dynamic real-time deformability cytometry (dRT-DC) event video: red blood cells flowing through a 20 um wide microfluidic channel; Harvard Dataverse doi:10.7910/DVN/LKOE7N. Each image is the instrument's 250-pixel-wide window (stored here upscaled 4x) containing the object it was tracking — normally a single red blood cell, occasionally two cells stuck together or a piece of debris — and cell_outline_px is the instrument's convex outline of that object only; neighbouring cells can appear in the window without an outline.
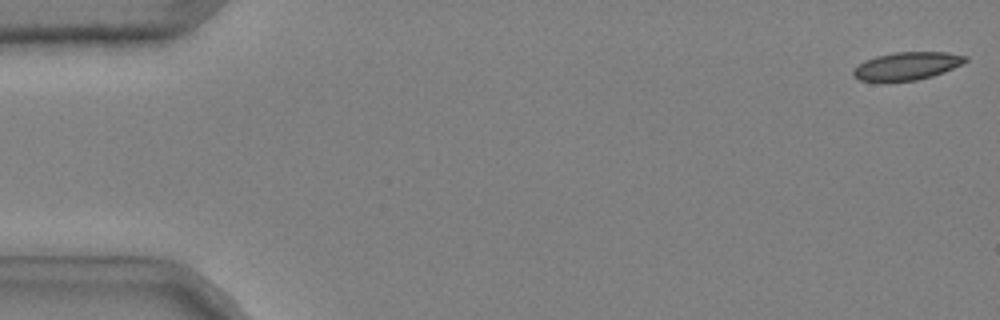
{"species": "common noctule bat (a hibernating species)", "species_latin": "Nyctalus noctula", "temperature_condition": "cold", "stored_images_in_passage": 48, "camera_frame_rate_fps": 3000, "um_per_image_px": 0.085, "animal": {"sex": "male", "body_mass_g": 20.4}, "frame": {"image": 1, "passage_image": 1, "time_ms": 0.0, "image_size_px": [1000, 320], "cell_outline_px": [[968, 60], [944, 72], [932, 76], [916, 80], [860, 80], [852, 76], [852, 68], [864, 60], [876, 56], [896, 52], [948, 52], [968, 56]], "centroid_in_image_um": [77.07, 5.59], "position_along_channel_um": 7.9, "area_um2": 18.03}}
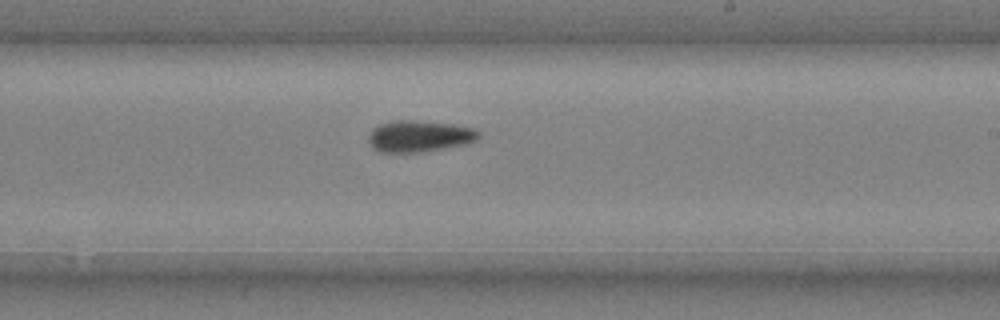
{"frame": {"image": 2, "passage_image": 32, "time_ms": 10.333, "image_size_px": [1000, 320], "cell_outline_px": [[480, 136], [476, 140], [468, 144], [420, 152], [380, 152], [372, 148], [368, 140], [368, 136], [372, 128], [380, 124], [392, 120], [412, 120], [456, 124], [476, 128], [480, 132]], "centroid_in_image_um": [35.66, 11.57], "position_along_channel_um": 253.3, "area_um2": 20.52}}
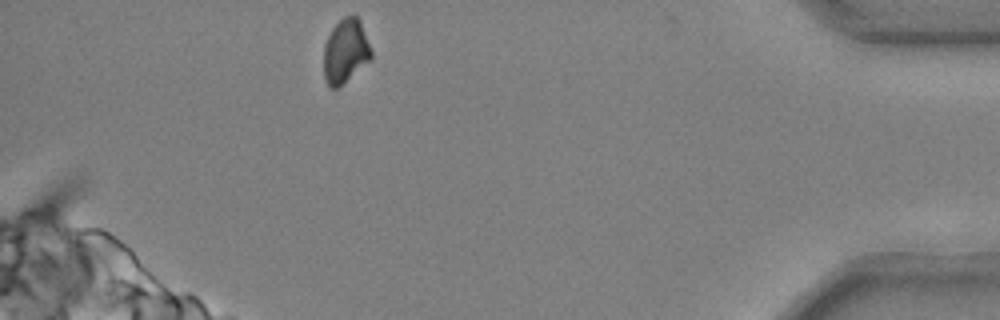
{"frame": {"image": 3, "passage_image": 48, "time_ms": 15.667, "image_size_px": [1000, 320], "cell_outline_px": [[372, 56], [368, 60], [336, 88], [328, 88], [324, 76], [324, 44], [332, 28], [344, 16], [356, 16], [360, 20], [372, 52]], "centroid_in_image_um": [29.33, 4.32], "position_along_channel_um": 405.9, "area_um2": 17.22}, "authors_computed_cell_mechanics": {"area_um2": 19.1607, "velocity_mm_per_s": 3.6915, "shape_relaxation_time_tau1_ms": 4.782, "shape_relaxation_time_tau2_ms": 5.0916, "deformation_change_tau1": 0.1396, "deformation_change_tau2": 0.0897}}